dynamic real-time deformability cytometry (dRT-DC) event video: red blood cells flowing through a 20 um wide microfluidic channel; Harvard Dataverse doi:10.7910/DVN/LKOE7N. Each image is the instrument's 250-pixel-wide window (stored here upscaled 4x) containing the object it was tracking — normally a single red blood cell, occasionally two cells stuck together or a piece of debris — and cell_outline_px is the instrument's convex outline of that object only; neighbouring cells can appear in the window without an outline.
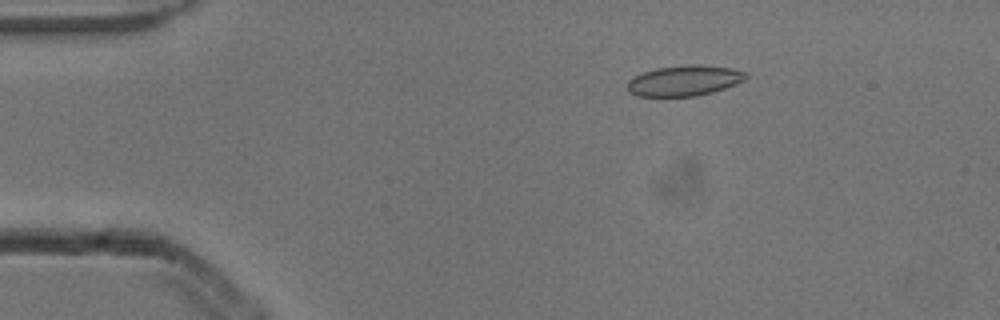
{"species": "common noctule bat (a hibernating species)", "species_latin": "Nyctalus noctula", "temperature_condition": "cold", "stored_images_in_passage": 4, "camera_frame_rate_fps": 3000, "um_per_image_px": 0.085, "animal": {"sex": "male", "body_mass_g": 13.3}, "frame": {"image": 1, "passage_image": 2, "time_ms": 0.333, "image_size_px": [1000, 320], "cell_outline_px": [[748, 76], [744, 80], [736, 84], [712, 92], [696, 96], [636, 96], [628, 92], [628, 80], [632, 76], [656, 68], [692, 64], [732, 68], [748, 72]], "centroid_in_image_um": [58.16, 6.85], "position_along_channel_um": 26.8, "area_um2": 21.1}}
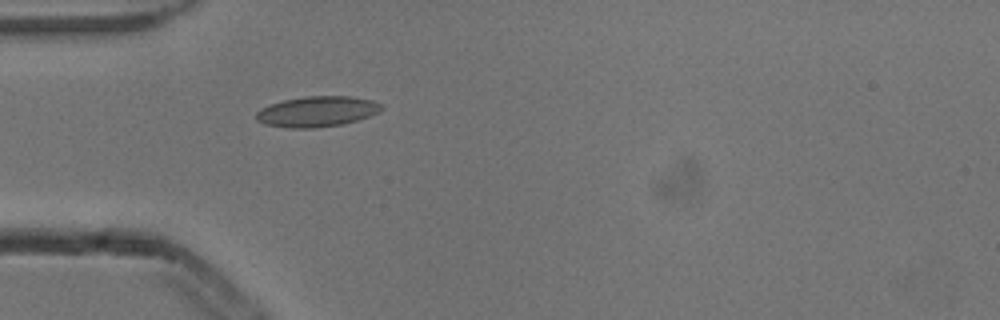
{"frame": {"image": 2, "passage_image": 4, "time_ms": 1.0, "image_size_px": [1000, 320], "cell_outline_px": [[384, 108], [368, 116], [344, 124], [316, 128], [288, 128], [264, 124], [256, 120], [256, 112], [260, 108], [284, 100], [304, 96], [352, 96], [372, 100], [380, 104]], "centroid_in_image_um": [26.92, 9.48], "position_along_channel_um": 58.1, "area_um2": 22.25}}